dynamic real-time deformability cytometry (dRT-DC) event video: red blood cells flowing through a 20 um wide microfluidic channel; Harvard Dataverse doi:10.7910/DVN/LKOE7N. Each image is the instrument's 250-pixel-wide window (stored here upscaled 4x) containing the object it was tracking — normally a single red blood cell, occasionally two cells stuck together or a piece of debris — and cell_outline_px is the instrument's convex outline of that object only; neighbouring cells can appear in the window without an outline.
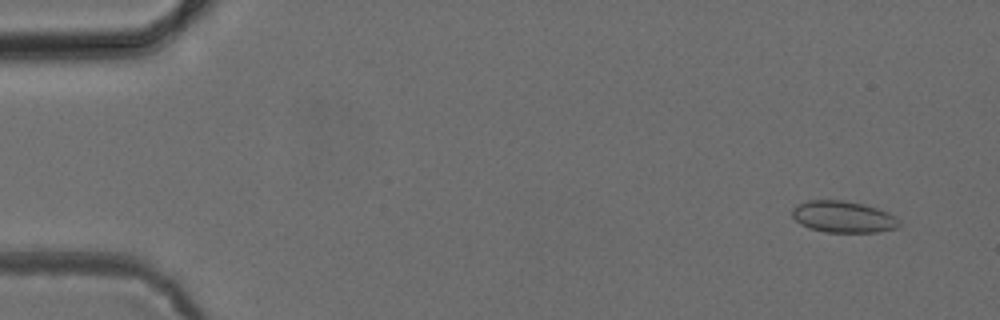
{"species": "common noctule bat (a hibernating species)", "species_latin": "Nyctalus noctula", "temperature_condition": "cold", "stored_images_in_passage": 4, "camera_frame_rate_fps": 3000, "um_per_image_px": 0.085, "animal": {"sex": "female", "body_mass_g": 24.6, "forearm_length_mm": 56.2}, "frame": {"image": 1, "passage_image": 1, "time_ms": 0.0, "image_size_px": [1000, 320], "cell_outline_px": [[900, 228], [876, 232], [824, 232], [808, 228], [800, 224], [792, 216], [792, 208], [808, 200], [840, 200], [864, 204], [888, 212], [896, 216], [900, 220]], "centroid_in_image_um": [71.7, 18.44], "position_along_channel_um": 13.3, "area_um2": 19.83}}
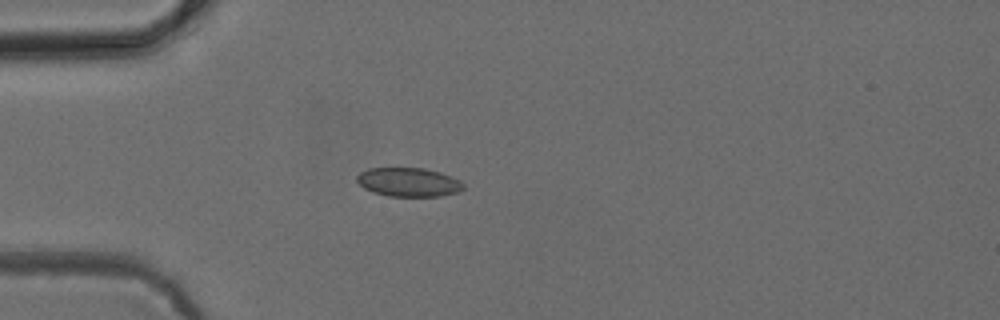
{"frame": {"image": 2, "passage_image": 4, "time_ms": 3.667, "image_size_px": [1000, 320], "cell_outline_px": [[464, 188], [456, 192], [440, 196], [388, 196], [372, 192], [364, 188], [356, 180], [356, 176], [360, 172], [368, 168], [424, 168], [440, 172], [452, 176], [460, 180], [464, 184]], "centroid_in_image_um": [34.72, 15.48], "position_along_channel_um": 50.3, "area_um2": 17.98}}